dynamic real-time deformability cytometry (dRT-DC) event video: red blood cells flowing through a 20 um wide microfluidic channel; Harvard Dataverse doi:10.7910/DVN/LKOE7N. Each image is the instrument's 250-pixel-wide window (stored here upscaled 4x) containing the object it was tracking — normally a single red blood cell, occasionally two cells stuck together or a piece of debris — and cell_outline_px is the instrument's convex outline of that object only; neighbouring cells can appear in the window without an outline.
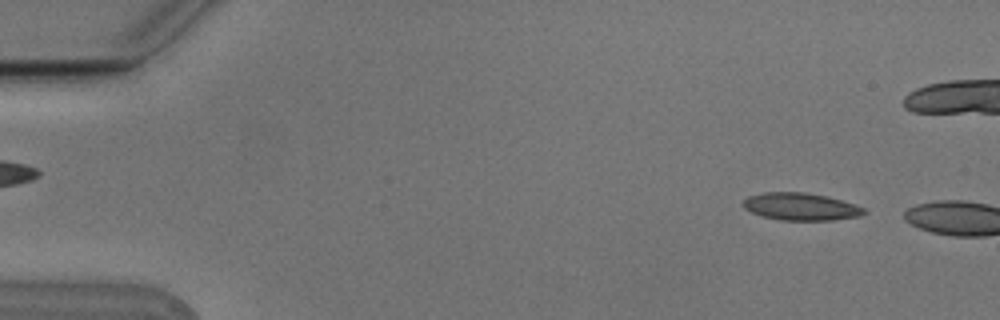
{"species": "Egyptian fruit bat (a non-hibernating species)", "species_latin": "Rousettus aegyptiacus", "temperature_condition": "cold", "stored_images_in_passage": 2, "camera_frame_rate_fps": 3000, "um_per_image_px": 0.085, "animal": {"sex": "male"}, "frame": {"image": 1, "passage_image": 1, "time_ms": 0.0, "image_size_px": [1000, 320], "cell_outline_px": [[868, 212], [860, 216], [832, 220], [780, 220], [760, 216], [744, 208], [740, 204], [748, 196], [764, 192], [804, 192], [824, 196], [856, 204], [864, 208]], "centroid_in_image_um": [68.04, 17.57], "position_along_channel_um": 17.0, "area_um2": 19.36}}